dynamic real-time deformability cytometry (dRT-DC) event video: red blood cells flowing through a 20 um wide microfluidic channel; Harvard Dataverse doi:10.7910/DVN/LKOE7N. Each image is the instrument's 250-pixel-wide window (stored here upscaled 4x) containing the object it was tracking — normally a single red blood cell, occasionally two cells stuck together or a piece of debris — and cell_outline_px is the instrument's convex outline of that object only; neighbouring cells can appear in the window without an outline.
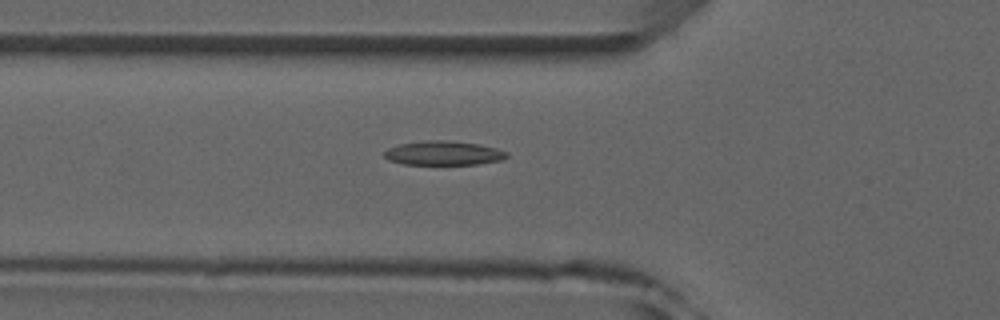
{"species": "common noctule bat (a hibernating species)", "species_latin": "Nyctalus noctula", "temperature_condition": "room temperature", "stored_images_in_passage": 5, "camera_frame_rate_fps": 3000, "um_per_image_px": 0.085, "animal": {"sex": "male", "forearm_length_mm": 52.5}, "frame": {"image": 1, "passage_image": 5, "time_ms": 6.333, "image_size_px": [1000, 320], "cell_outline_px": [[508, 156], [504, 160], [476, 164], [404, 164], [388, 160], [384, 156], [384, 152], [388, 148], [400, 144], [424, 140], [444, 140], [476, 144], [496, 148], [508, 152]], "centroid_in_image_um": [37.7, 13.01], "position_along_channel_um": 88.1, "area_um2": 17.17}}